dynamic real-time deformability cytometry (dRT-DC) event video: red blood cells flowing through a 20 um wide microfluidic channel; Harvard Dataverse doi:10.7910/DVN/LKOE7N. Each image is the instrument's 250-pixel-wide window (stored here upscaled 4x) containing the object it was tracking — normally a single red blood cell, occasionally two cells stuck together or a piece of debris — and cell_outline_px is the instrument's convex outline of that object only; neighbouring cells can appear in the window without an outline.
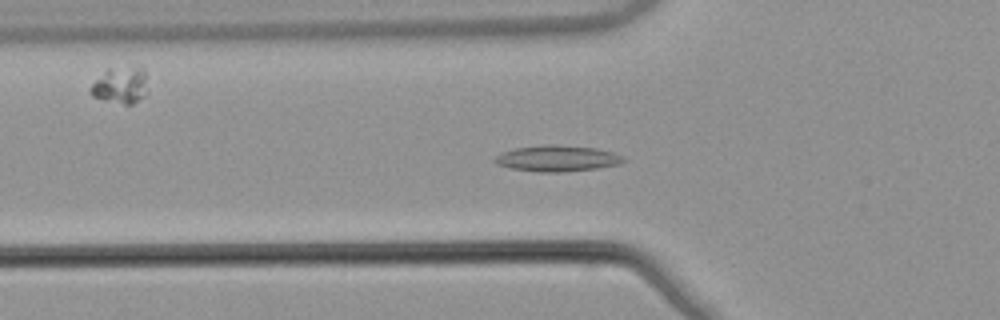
{"species": "common noctule bat (a hibernating species)", "species_latin": "Nyctalus noctula", "temperature_condition": "warm", "stored_images_in_passage": 55, "segment_of_instrument_passage": [1, 2], "camera_frame_rate_fps": 3000, "um_per_image_px": 0.085, "animal": {"sex": "male", "body_mass_g": 21.5, "forearm_length_mm": 52.0}, "frame": {"image": 1, "passage_image": 19, "time_ms": 6.0, "image_size_px": [1000, 320], "cell_outline_px": [[624, 160], [620, 164], [596, 168], [560, 172], [536, 172], [512, 168], [496, 164], [492, 160], [496, 156], [504, 152], [516, 148], [548, 144], [556, 144], [596, 148], [612, 152], [624, 156]], "centroid_in_image_um": [47.36, 13.46], "position_along_channel_um": 78.4, "area_um2": 19.42}}
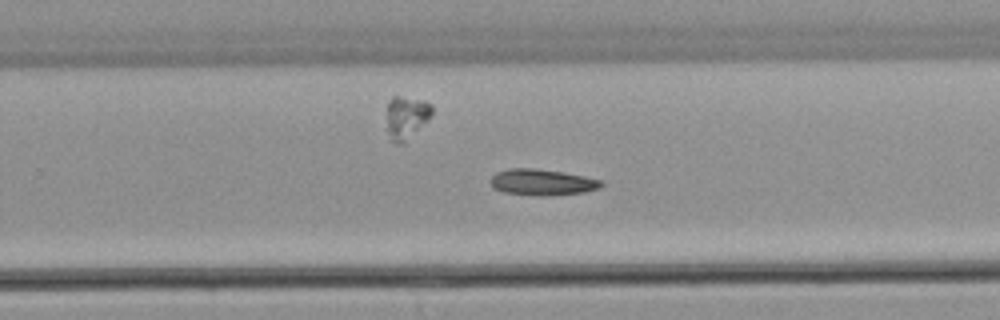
{"frame": {"image": 2, "passage_image": 35, "time_ms": 11.333, "image_size_px": [1000, 320], "cell_outline_px": [[604, 184], [600, 188], [584, 192], [552, 196], [540, 196], [504, 192], [492, 188], [492, 176], [496, 172], [508, 168], [532, 168], [560, 172], [584, 176], [600, 180]], "centroid_in_image_um": [46.08, 15.5], "position_along_channel_um": 283.7, "area_um2": 16.82}}
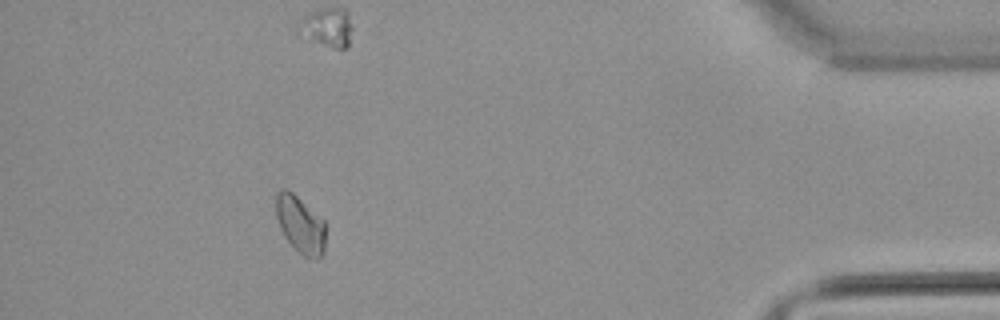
{"frame": {"image": 3, "passage_image": 49, "time_ms": 16.0, "image_size_px": [1000, 320], "cell_outline_px": [[324, 252], [320, 256], [304, 256], [284, 236], [280, 228], [276, 216], [276, 192], [280, 188], [284, 188], [292, 192], [324, 220]], "centroid_in_image_um": [25.49, 19.02], "position_along_channel_um": 409.7, "area_um2": 16.07}}